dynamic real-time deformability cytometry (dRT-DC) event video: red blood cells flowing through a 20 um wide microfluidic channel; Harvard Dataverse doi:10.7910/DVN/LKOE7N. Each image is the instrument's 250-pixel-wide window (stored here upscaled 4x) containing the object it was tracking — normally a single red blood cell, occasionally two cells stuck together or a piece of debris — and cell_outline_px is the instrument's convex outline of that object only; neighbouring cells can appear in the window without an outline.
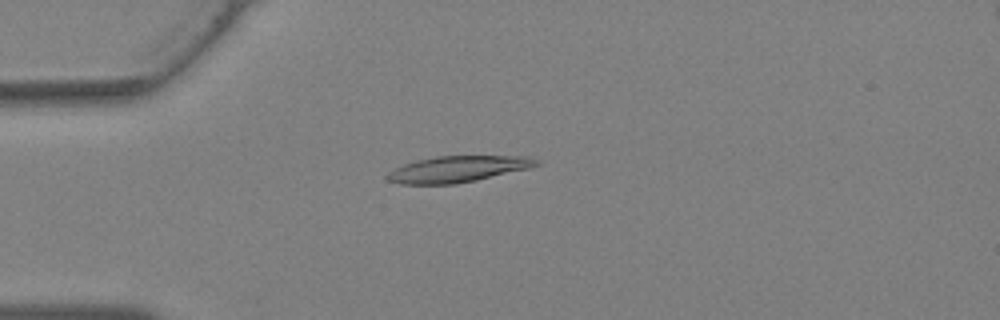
{"species": "Egyptian fruit bat (a non-hibernating species)", "species_latin": "Rousettus aegyptiacus", "temperature_condition": "warm", "stored_images_in_passage": 39, "camera_frame_rate_fps": 3000, "um_per_image_px": 0.085, "animal": {"sex": "female"}, "frame": {"image": 1, "passage_image": 11, "time_ms": 3.333, "image_size_px": [1000, 320], "cell_outline_px": [[540, 164], [532, 168], [476, 180], [456, 184], [400, 184], [388, 180], [384, 176], [388, 172], [404, 164], [416, 160], [436, 156], [532, 156], [540, 160]], "centroid_in_image_um": [38.96, 14.37], "position_along_channel_um": 46.0, "area_um2": 23.0}}
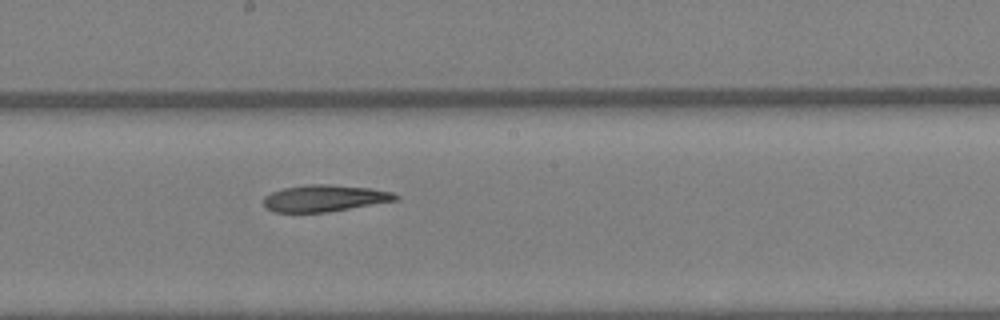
{"frame": {"image": 2, "passage_image": 22, "time_ms": 7.0, "image_size_px": [1000, 320], "cell_outline_px": [[400, 200], [328, 212], [272, 212], [264, 204], [264, 196], [272, 192], [284, 188], [308, 184], [328, 184], [368, 188], [392, 192], [400, 196]], "centroid_in_image_um": [27.62, 16.85], "position_along_channel_um": 220.6, "area_um2": 20.52}}
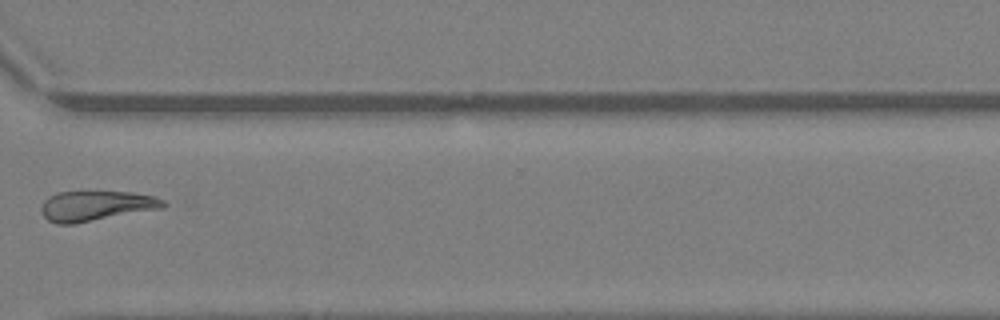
{"frame": {"image": 3, "passage_image": 30, "time_ms": 9.667, "image_size_px": [1000, 320], "cell_outline_px": [[168, 204], [164, 208], [72, 224], [56, 224], [48, 220], [40, 212], [40, 208], [44, 200], [48, 196], [56, 192], [128, 192], [152, 196], [164, 200]], "centroid_in_image_um": [8.14, 17.5], "position_along_channel_um": 362.5, "area_um2": 21.39}}